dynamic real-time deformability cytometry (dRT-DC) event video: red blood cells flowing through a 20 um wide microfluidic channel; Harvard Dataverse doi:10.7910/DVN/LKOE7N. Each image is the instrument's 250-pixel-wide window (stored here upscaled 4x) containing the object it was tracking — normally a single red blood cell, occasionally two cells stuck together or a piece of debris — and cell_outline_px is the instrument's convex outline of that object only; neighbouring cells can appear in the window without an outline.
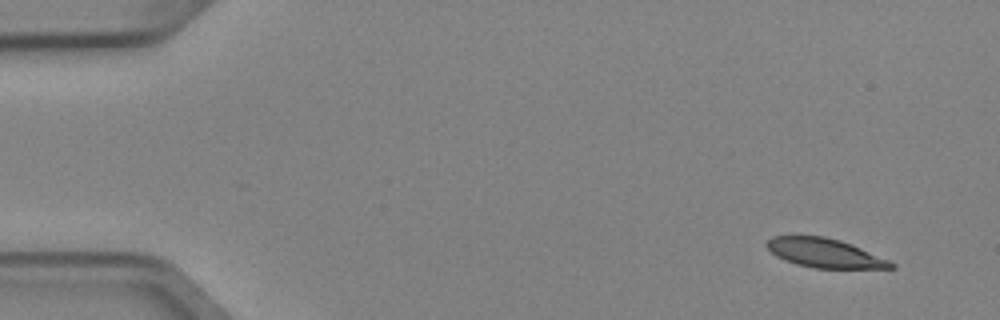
{"species": "Egyptian fruit bat (a non-hibernating species)", "species_latin": "Rousettus aegyptiacus", "temperature_condition": "cold", "stored_images_in_passage": 4, "camera_frame_rate_fps": 3000, "um_per_image_px": 0.085, "animal": {"sex": "female"}, "frame": {"image": 1, "passage_image": 1, "time_ms": 0.0, "image_size_px": [1000, 320], "cell_outline_px": [[896, 268], [816, 268], [796, 264], [784, 260], [776, 256], [764, 244], [772, 236], [824, 236], [840, 240], [852, 244], [888, 260], [896, 264]], "centroid_in_image_um": [70.08, 21.5], "position_along_channel_um": 14.9, "area_um2": 20.92}}
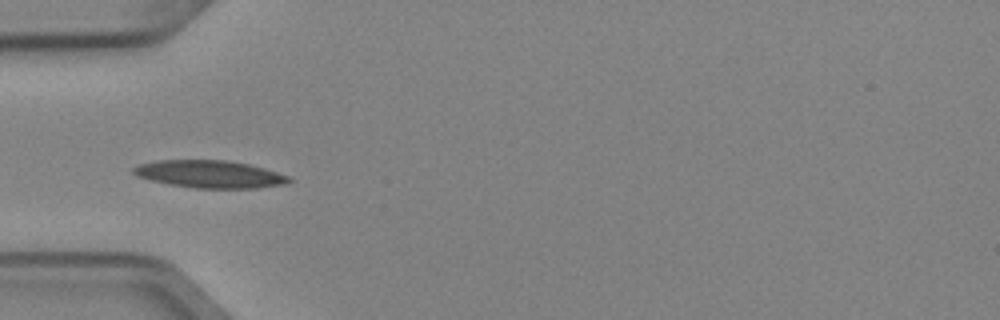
{"frame": {"image": 2, "passage_image": 4, "time_ms": 1.0, "image_size_px": [1000, 320], "cell_outline_px": [[292, 180], [284, 184], [256, 188], [196, 188], [168, 184], [136, 176], [132, 172], [132, 168], [140, 164], [160, 160], [224, 160], [248, 164], [264, 168], [288, 176]], "centroid_in_image_um": [17.81, 14.8], "position_along_channel_um": 67.2, "area_um2": 24.68}}